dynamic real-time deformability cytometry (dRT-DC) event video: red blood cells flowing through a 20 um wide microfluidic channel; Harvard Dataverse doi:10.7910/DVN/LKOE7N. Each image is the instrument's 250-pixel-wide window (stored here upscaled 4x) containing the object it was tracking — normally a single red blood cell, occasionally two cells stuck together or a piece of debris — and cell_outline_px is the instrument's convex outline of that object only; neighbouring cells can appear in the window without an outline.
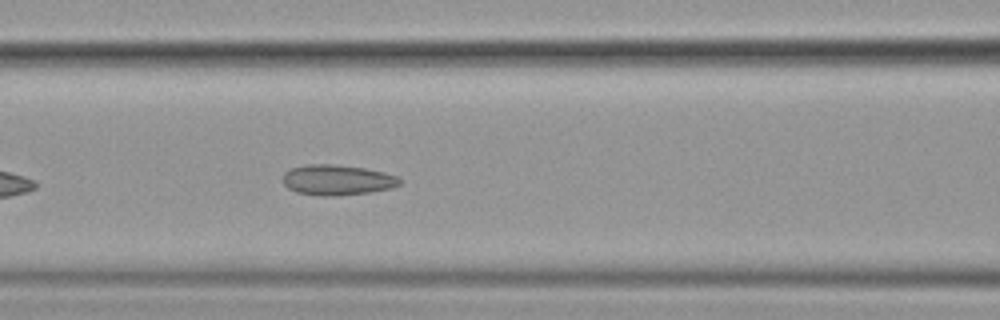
{"species": "common noctule bat (a hibernating species)", "species_latin": "Nyctalus noctula", "temperature_condition": "cold", "stored_images_in_passage": 39, "camera_frame_rate_fps": 3000, "um_per_image_px": 0.085, "animal": {"sex": "female", "body_mass_g": 19.9}, "frame": {"image": 1, "passage_image": 10, "time_ms": 3.0, "image_size_px": [1000, 320], "cell_outline_px": [[400, 184], [388, 188], [372, 192], [336, 196], [320, 196], [296, 192], [288, 188], [284, 184], [284, 172], [292, 168], [308, 164], [332, 164], [364, 168], [384, 172], [396, 176], [400, 180]], "centroid_in_image_um": [28.64, 15.3], "position_along_channel_um": 138.0, "area_um2": 20.58}}
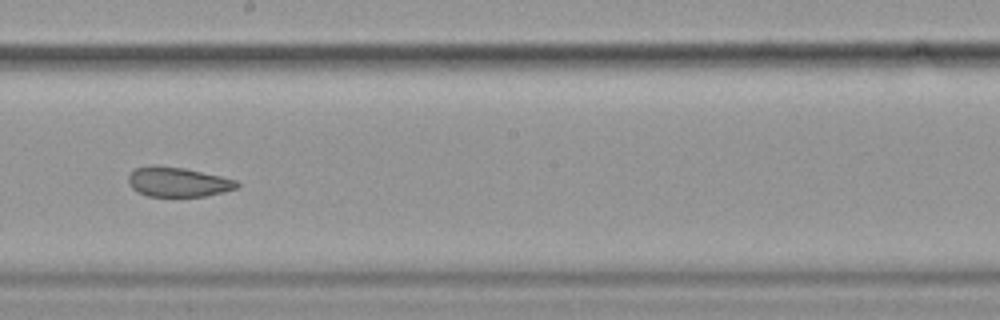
{"frame": {"image": 2, "passage_image": 18, "time_ms": 5.667, "image_size_px": [1000, 320], "cell_outline_px": [[240, 184], [236, 188], [224, 192], [204, 196], [148, 196], [136, 192], [128, 184], [128, 176], [136, 168], [152, 164], [156, 164], [184, 168], [220, 176], [236, 180]], "centroid_in_image_um": [15.08, 15.46], "position_along_channel_um": 233.1, "area_um2": 18.84}}
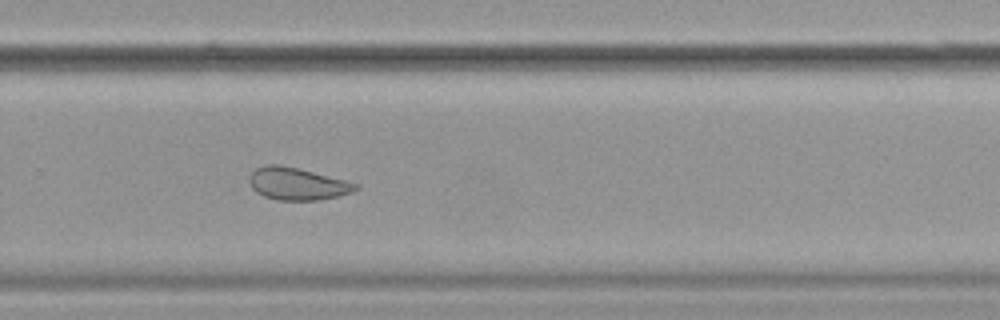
{"frame": {"image": 3, "passage_image": 24, "time_ms": 7.667, "image_size_px": [1000, 320], "cell_outline_px": [[360, 188], [352, 192], [320, 200], [276, 200], [264, 196], [256, 192], [252, 188], [248, 180], [248, 176], [256, 168], [264, 164], [280, 164], [344, 180], [356, 184]], "centroid_in_image_um": [25.2, 15.62], "position_along_channel_um": 304.6, "area_um2": 19.88}, "authors_computed_cell_mechanics": {"area_um2": 20.5768, "velocity_mm_per_s": 3.5837, "shape_relaxation_time_tau1_ms": 10.4253, "shape_relaxation_time_tau2_ms": 2.1752, "deformation_change_tau1": 0.1413, "deformation_change_tau2": 0.0796}}